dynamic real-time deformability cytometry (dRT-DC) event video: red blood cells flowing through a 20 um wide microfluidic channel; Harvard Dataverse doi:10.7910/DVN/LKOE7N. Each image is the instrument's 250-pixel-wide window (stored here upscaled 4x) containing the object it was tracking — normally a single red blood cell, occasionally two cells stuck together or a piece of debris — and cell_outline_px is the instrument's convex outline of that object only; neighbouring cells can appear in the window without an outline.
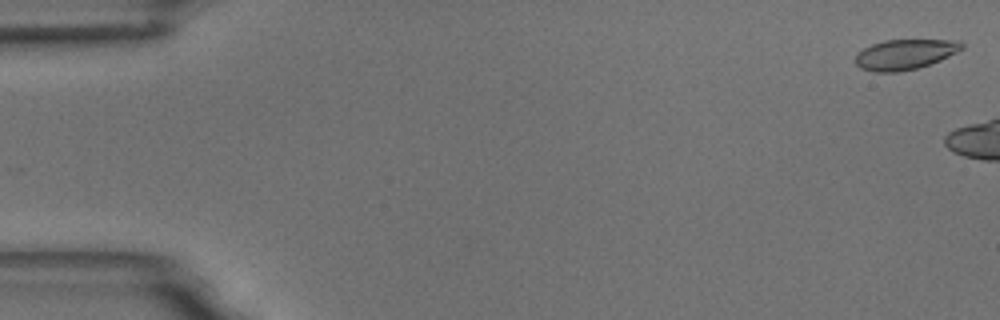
{"species": "common noctule bat (a hibernating species)", "species_latin": "Nyctalus noctula", "temperature_condition": "room temperature", "stored_images_in_passage": 7, "camera_frame_rate_fps": 3000, "um_per_image_px": 0.085, "animal": {"sex": "male", "body_mass_g": 18.8}, "frame": {"image": 1, "passage_image": 1, "time_ms": 0.0, "image_size_px": [1000, 320], "cell_outline_px": [[964, 48], [940, 60], [916, 68], [896, 72], [872, 72], [860, 68], [856, 64], [856, 52], [872, 44], [884, 40], [960, 40], [964, 44]], "centroid_in_image_um": [76.9, 4.62], "position_along_channel_um": 8.1, "area_um2": 18.67}}